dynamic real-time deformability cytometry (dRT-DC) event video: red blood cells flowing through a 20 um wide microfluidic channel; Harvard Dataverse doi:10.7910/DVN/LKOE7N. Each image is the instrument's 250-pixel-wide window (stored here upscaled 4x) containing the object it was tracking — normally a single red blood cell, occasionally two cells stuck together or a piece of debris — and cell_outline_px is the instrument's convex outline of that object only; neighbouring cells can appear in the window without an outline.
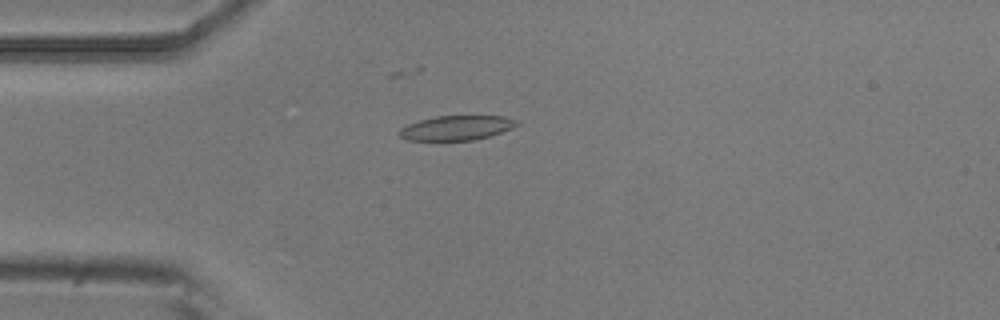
{"species": "common noctule bat (a hibernating species)", "species_latin": "Nyctalus noctula", "temperature_condition": "room temperature", "stored_images_in_passage": 10, "camera_frame_rate_fps": 3000, "um_per_image_px": 0.085, "animal": {"sex": "male", "body_mass_g": 20.5, "forearm_length_mm": 52.5}, "frame": {"image": 1, "passage_image": 4, "time_ms": 1.0, "image_size_px": [1000, 320], "cell_outline_px": [[520, 124], [512, 128], [492, 136], [472, 140], [408, 140], [400, 136], [396, 132], [400, 128], [408, 124], [420, 120], [436, 116], [504, 116], [516, 120]], "centroid_in_image_um": [38.81, 10.87], "position_along_channel_um": 46.2, "area_um2": 16.88}}
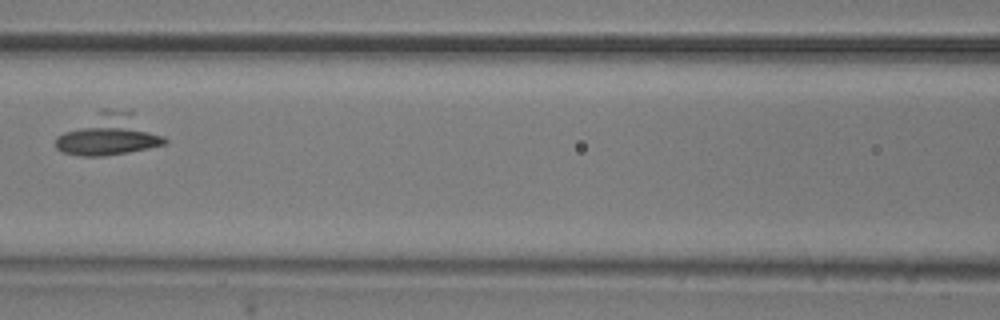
{"frame": {"image": 2, "passage_image": 7, "time_ms": 2.0, "image_size_px": [1000, 320], "cell_outline_px": [[168, 144], [128, 152], [104, 156], [80, 156], [60, 152], [56, 148], [56, 136], [104, 108], [108, 108], [132, 112], [164, 136], [168, 140]], "centroid_in_image_um": [9.27, 11.47], "position_along_channel_um": 157.3, "area_um2": 25.95}}
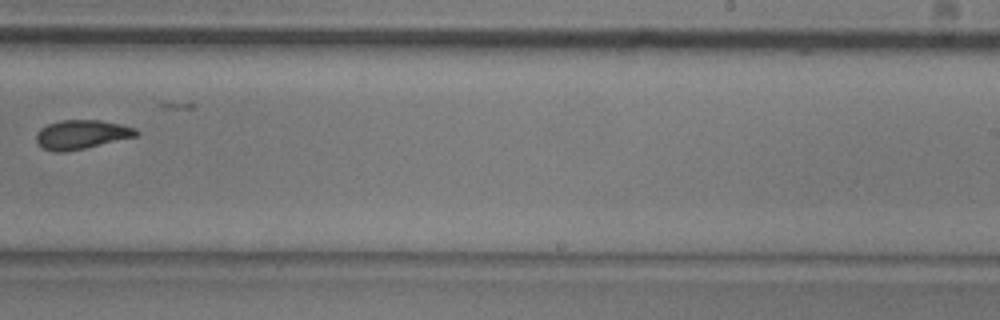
{"frame": {"image": 3, "passage_image": 10, "time_ms": 3.0, "image_size_px": [1000, 320], "cell_outline_px": [[140, 132], [136, 136], [84, 148], [64, 152], [56, 152], [44, 148], [36, 140], [36, 132], [40, 128], [48, 124], [60, 120], [100, 120], [120, 124], [136, 128]], "centroid_in_image_um": [6.92, 11.42], "position_along_channel_um": 282.1, "area_um2": 16.76}}